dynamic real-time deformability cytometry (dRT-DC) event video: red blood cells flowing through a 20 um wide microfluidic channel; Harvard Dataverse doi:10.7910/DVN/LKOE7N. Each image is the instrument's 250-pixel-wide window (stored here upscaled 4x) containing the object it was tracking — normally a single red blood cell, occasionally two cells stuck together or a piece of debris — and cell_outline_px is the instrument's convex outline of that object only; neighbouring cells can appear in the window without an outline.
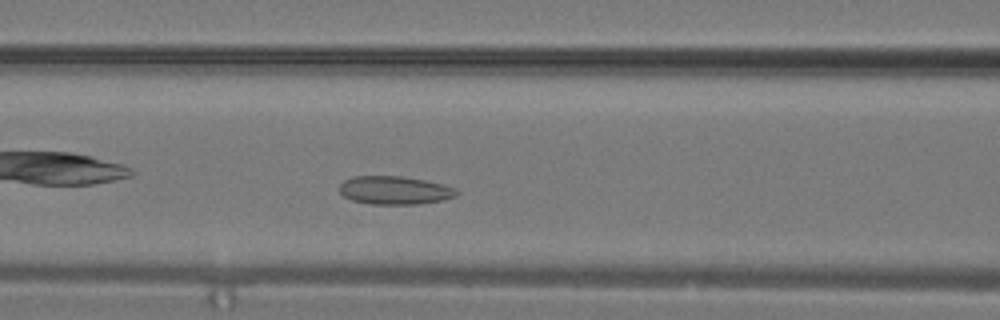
{"species": "common noctule bat (a hibernating species)", "species_latin": "Nyctalus noctula", "temperature_condition": "warm", "stored_images_in_passage": 24, "camera_frame_rate_fps": 3000, "um_per_image_px": 0.085, "animal": {"sex": "male", "body_mass_g": 19.2, "forearm_length_mm": 51.8}, "frame": {"image": 1, "passage_image": 7, "time_ms": 2.0, "image_size_px": [1000, 320], "cell_outline_px": [[460, 192], [456, 196], [440, 200], [416, 204], [372, 204], [352, 200], [344, 196], [340, 192], [340, 184], [344, 180], [352, 176], [400, 176], [424, 180], [444, 184], [456, 188]], "centroid_in_image_um": [33.55, 16.16], "position_along_channel_um": 133.0, "area_um2": 19.25}}
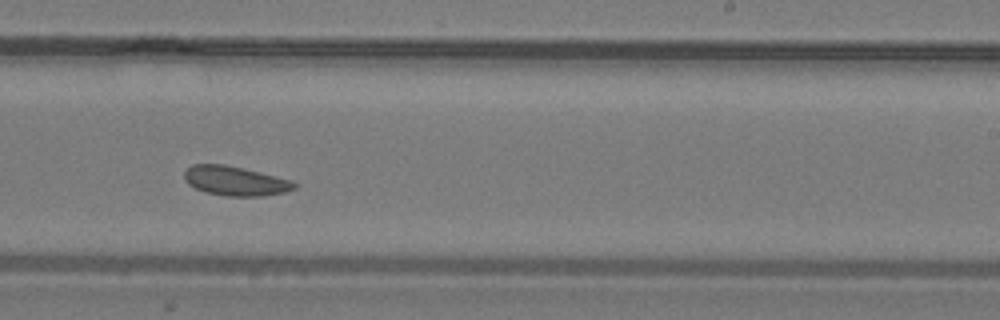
{"frame": {"image": 2, "passage_image": 13, "time_ms": 4.0, "image_size_px": [1000, 320], "cell_outline_px": [[296, 188], [284, 192], [260, 196], [228, 196], [208, 192], [196, 188], [188, 184], [184, 180], [184, 172], [192, 164], [224, 164], [260, 172], [292, 180], [296, 184]], "centroid_in_image_um": [19.99, 15.37], "position_along_channel_um": 269.0, "area_um2": 18.67}}
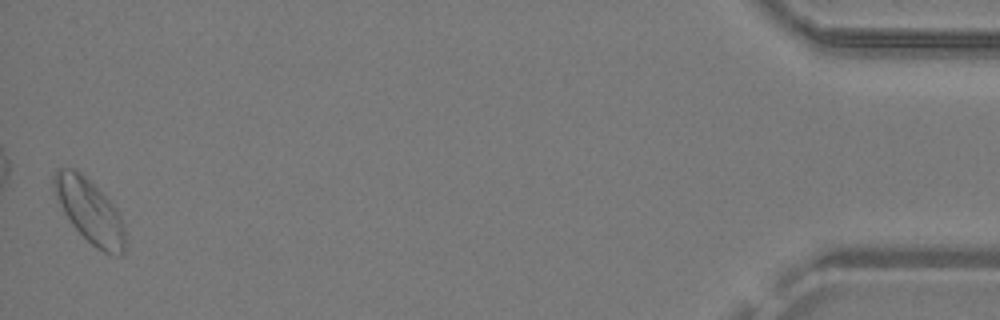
{"frame": {"image": 3, "passage_image": 24, "time_ms": 7.667, "image_size_px": [1000, 320], "cell_outline_px": [[124, 252], [120, 256], [104, 252], [96, 248], [72, 224], [64, 212], [56, 196], [52, 180], [52, 176], [56, 168], [76, 168], [116, 208], [120, 216], [124, 228]], "centroid_in_image_um": [7.6, 17.92], "position_along_channel_um": 427.6, "area_um2": 25.78}}